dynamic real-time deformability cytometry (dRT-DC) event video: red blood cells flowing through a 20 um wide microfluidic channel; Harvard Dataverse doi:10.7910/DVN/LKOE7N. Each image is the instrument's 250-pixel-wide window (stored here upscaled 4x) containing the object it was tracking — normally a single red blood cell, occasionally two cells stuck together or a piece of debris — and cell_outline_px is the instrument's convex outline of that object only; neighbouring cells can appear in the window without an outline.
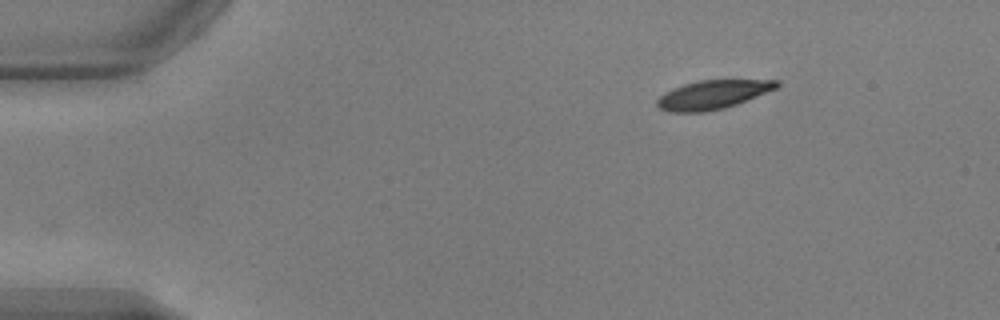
{"species": "common noctule bat (a hibernating species)", "species_latin": "Nyctalus noctula", "temperature_condition": "warm", "stored_images_in_passage": 46, "camera_frame_rate_fps": 3000, "um_per_image_px": 0.085, "animal": {"sex": "male", "body_mass_g": 17.9, "forearm_length_mm": 54.2}, "frame": {"image": 1, "passage_image": 1, "time_ms": 0.0, "image_size_px": [1000, 320], "cell_outline_px": [[780, 84], [776, 88], [736, 104], [724, 108], [704, 112], [668, 112], [660, 108], [656, 104], [656, 100], [664, 92], [672, 88], [684, 84], [700, 80], [780, 80]], "centroid_in_image_um": [60.54, 8.04], "position_along_channel_um": 24.5, "area_um2": 19.94}}
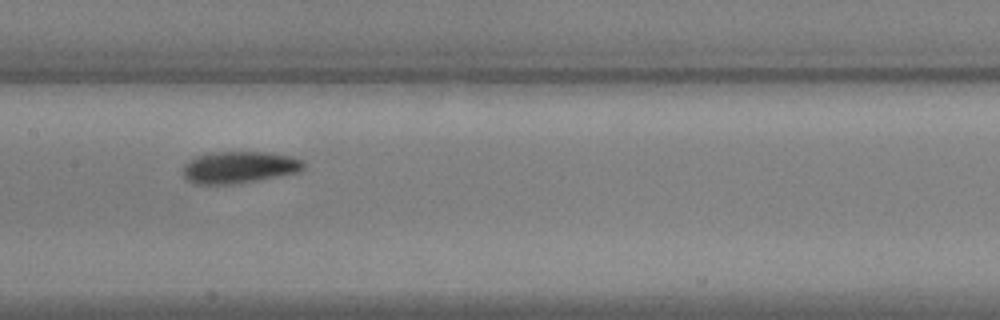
{"frame": {"image": 2, "passage_image": 20, "time_ms": 6.333, "image_size_px": [1000, 320], "cell_outline_px": [[304, 168], [296, 172], [256, 180], [232, 184], [196, 184], [188, 180], [180, 172], [184, 164], [188, 160], [196, 156], [212, 152], [272, 152], [292, 156], [304, 160]], "centroid_in_image_um": [20.29, 14.2], "position_along_channel_um": 187.1, "area_um2": 22.48}}
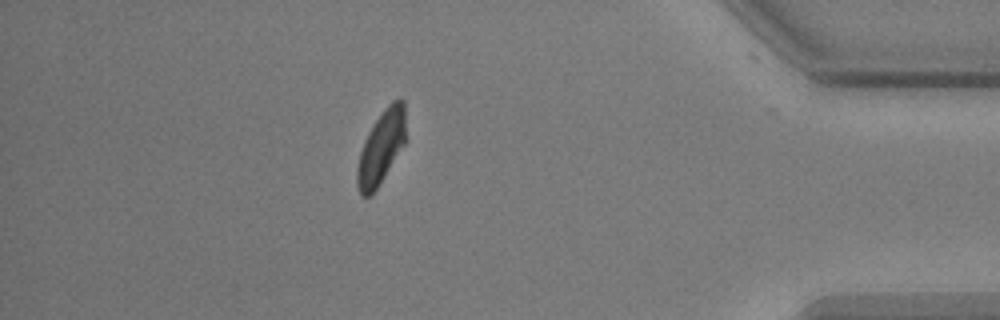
{"frame": {"image": 3, "passage_image": 40, "time_ms": 13.0, "image_size_px": [1000, 320], "cell_outline_px": [[404, 144], [376, 188], [368, 196], [360, 196], [356, 184], [356, 168], [360, 152], [364, 140], [368, 132], [384, 108], [392, 100], [400, 96], [404, 100]], "centroid_in_image_um": [32.37, 12.5], "position_along_channel_um": 402.8, "area_um2": 20.35}, "authors_computed_cell_mechanics": {"area_um2": 21.8484, "velocity_mm_per_s": 3.8183, "shape_relaxation_time_tau1_ms": 3.4206, "shape_relaxation_time_tau2_ms": 3.3576, "deformation_change_tau1": 0.1251, "deformation_change_tau2": 0.0746}}